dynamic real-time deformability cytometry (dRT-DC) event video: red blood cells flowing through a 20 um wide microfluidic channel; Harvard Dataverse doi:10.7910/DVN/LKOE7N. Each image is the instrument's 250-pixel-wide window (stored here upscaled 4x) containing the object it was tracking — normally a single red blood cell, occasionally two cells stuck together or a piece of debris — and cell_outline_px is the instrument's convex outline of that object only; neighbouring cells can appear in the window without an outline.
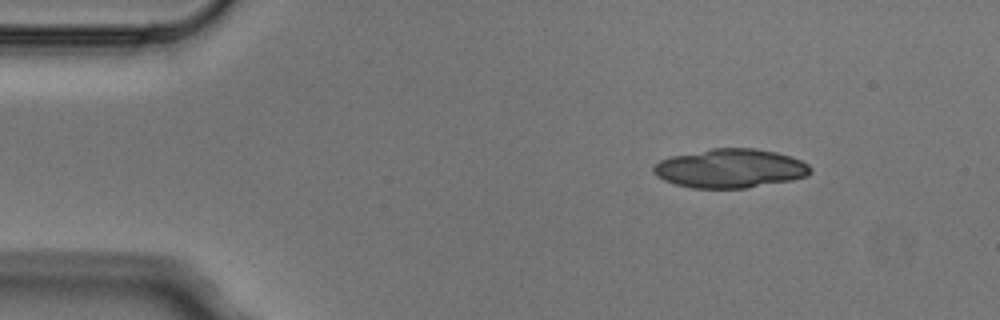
{"species": "Egyptian fruit bat (a non-hibernating species)", "species_latin": "Rousettus aegyptiacus", "temperature_condition": "cold", "stored_images_in_passage": 4, "segment_of_instrument_passage": [1, 2], "camera_frame_rate_fps": 3000, "um_per_image_px": 0.085, "animal": {"sex": "male"}, "frame": {"image": 1, "passage_image": 1, "time_ms": 0.0, "image_size_px": [1000, 320], "cell_outline_px": [[812, 172], [808, 176], [792, 180], [744, 188], [692, 188], [676, 184], [664, 180], [656, 176], [652, 172], [652, 168], [660, 160], [672, 156], [712, 148], [752, 148], [776, 152], [792, 156], [808, 164], [812, 168]], "centroid_in_image_um": [62.08, 14.31], "position_along_channel_um": 22.9, "area_um2": 35.66}}